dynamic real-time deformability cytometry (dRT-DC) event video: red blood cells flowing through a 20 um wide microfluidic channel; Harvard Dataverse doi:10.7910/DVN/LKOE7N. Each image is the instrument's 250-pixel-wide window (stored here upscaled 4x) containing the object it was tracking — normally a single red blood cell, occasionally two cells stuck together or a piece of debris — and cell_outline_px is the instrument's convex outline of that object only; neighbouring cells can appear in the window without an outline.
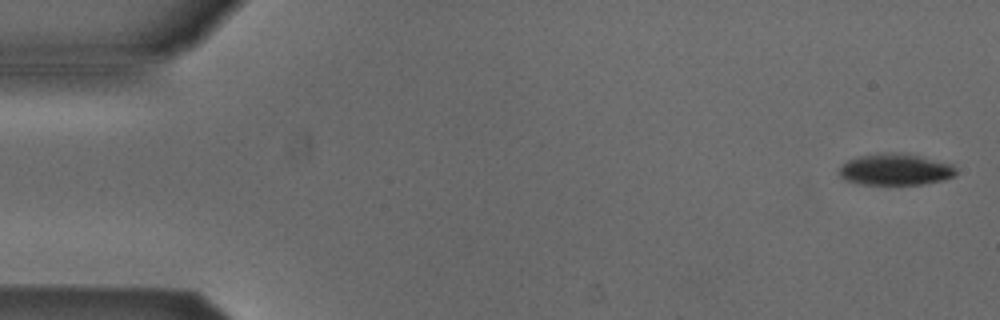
{"species": "Egyptian fruit bat (a non-hibernating species)", "species_latin": "Rousettus aegyptiacus", "temperature_condition": "cold", "stored_images_in_passage": 4, "camera_frame_rate_fps": 3000, "um_per_image_px": 0.085, "animal": {"sex": "male"}, "frame": {"image": 1, "passage_image": 1, "time_ms": 0.0, "image_size_px": [1000, 320], "cell_outline_px": [[956, 172], [952, 176], [944, 180], [920, 184], [860, 184], [844, 180], [840, 176], [840, 168], [848, 160], [860, 156], [884, 152], [916, 156], [952, 164], [956, 168]], "centroid_in_image_um": [76.08, 14.42], "position_along_channel_um": 8.9, "area_um2": 20.92}}
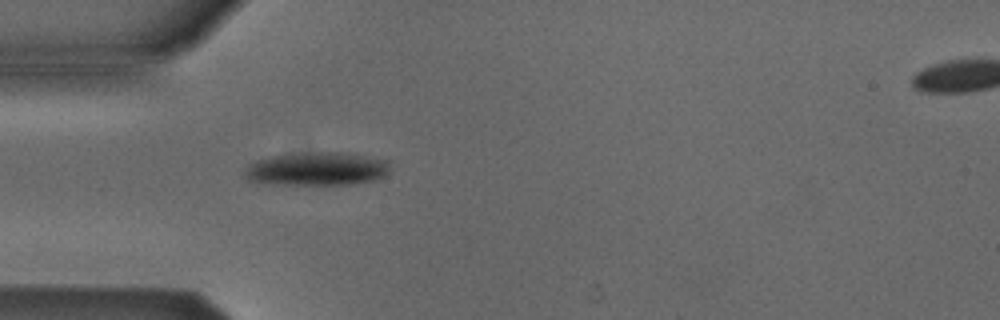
{"frame": {"image": 2, "passage_image": 4, "time_ms": 1.0, "image_size_px": [1000, 320], "cell_outline_px": [[388, 172], [384, 176], [372, 180], [352, 184], [260, 184], [248, 180], [240, 176], [248, 164], [256, 160], [276, 156], [316, 152], [340, 152], [388, 160]], "centroid_in_image_um": [26.85, 14.37], "position_along_channel_um": 58.2, "area_um2": 28.15}}